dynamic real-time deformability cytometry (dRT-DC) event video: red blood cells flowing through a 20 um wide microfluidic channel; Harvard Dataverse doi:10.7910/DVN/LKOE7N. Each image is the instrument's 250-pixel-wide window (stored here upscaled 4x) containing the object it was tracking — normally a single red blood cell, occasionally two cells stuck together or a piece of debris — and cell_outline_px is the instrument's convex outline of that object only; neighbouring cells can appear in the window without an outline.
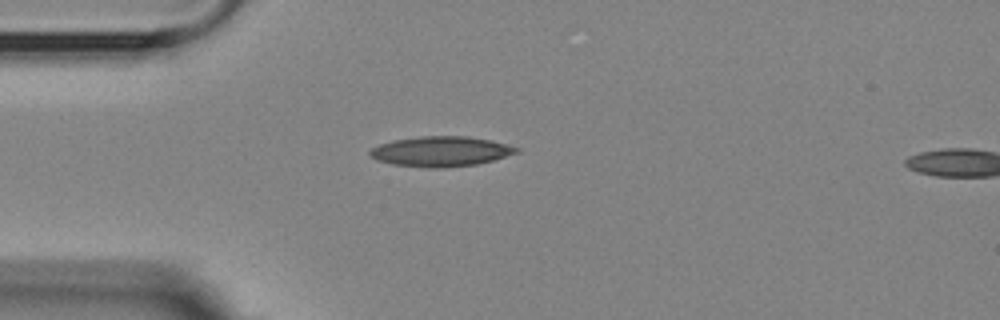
{"species": "Egyptian fruit bat (a non-hibernating species)", "species_latin": "Rousettus aegyptiacus", "temperature_condition": "room temperature", "stored_images_in_passage": 4, "segment_of_instrument_passage": [1, 2], "camera_frame_rate_fps": 3000, "um_per_image_px": 0.085, "animal": {"sex": "female"}, "frame": {"image": 1, "passage_image": 3, "time_ms": 3.0, "image_size_px": [1000, 320], "cell_outline_px": [[520, 152], [492, 160], [476, 164], [444, 168], [428, 168], [392, 164], [376, 160], [368, 152], [372, 148], [380, 144], [392, 140], [420, 136], [468, 136], [492, 140], [520, 148]], "centroid_in_image_um": [37.48, 12.87], "position_along_channel_um": 47.5, "area_um2": 25.78}}